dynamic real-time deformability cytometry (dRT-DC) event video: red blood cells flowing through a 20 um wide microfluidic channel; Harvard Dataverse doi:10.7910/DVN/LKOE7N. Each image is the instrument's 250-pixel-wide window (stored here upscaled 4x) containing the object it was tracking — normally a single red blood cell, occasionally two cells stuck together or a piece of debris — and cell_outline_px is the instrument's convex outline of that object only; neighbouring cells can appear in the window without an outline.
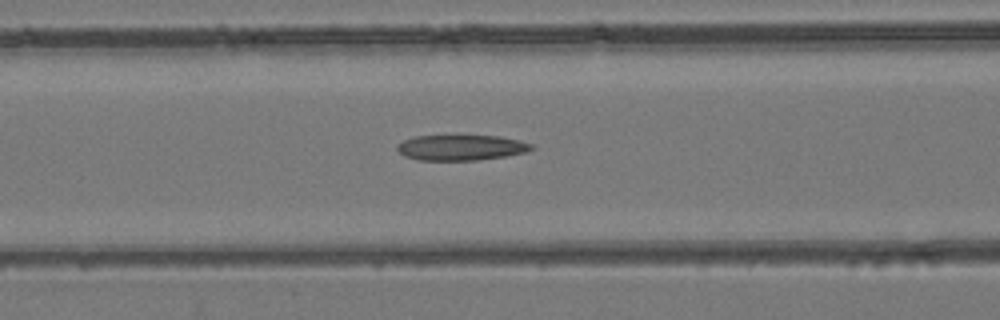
{"species": "common noctule bat (a hibernating species)", "species_latin": "Nyctalus noctula", "temperature_condition": "room temperature", "stored_images_in_passage": 49, "camera_frame_rate_fps": 3000, "um_per_image_px": 0.085, "animal": {"sex": "female", "body_mass_g": 24.6, "forearm_length_mm": 56.2}, "frame": {"image": 1, "passage_image": 20, "time_ms": 6.333, "image_size_px": [1000, 320], "cell_outline_px": [[536, 148], [524, 152], [504, 156], [476, 160], [420, 160], [404, 156], [396, 148], [404, 140], [412, 136], [500, 136], [520, 140], [532, 144]], "centroid_in_image_um": [39.21, 12.54], "position_along_channel_um": 127.4, "area_um2": 19.77}}
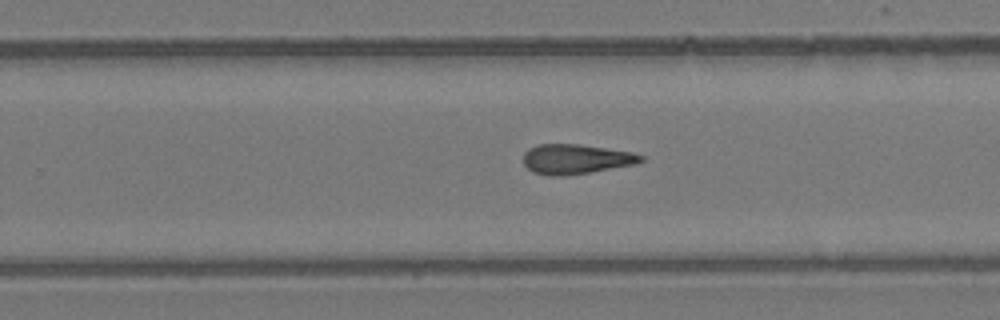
{"frame": {"image": 2, "passage_image": 31, "time_ms": 10.0, "image_size_px": [1000, 320], "cell_outline_px": [[644, 160], [632, 164], [588, 172], [556, 176], [552, 176], [532, 172], [524, 164], [524, 152], [528, 148], [536, 144], [580, 144], [632, 152], [644, 156]], "centroid_in_image_um": [48.9, 13.5], "position_along_channel_um": 280.9, "area_um2": 20.11}}
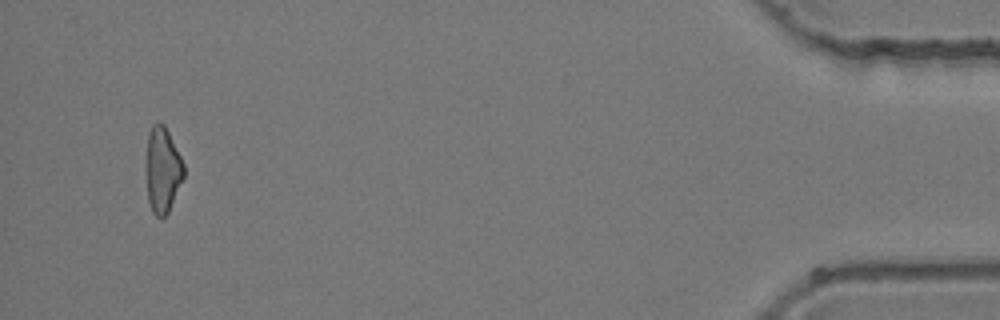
{"frame": {"image": 3, "passage_image": 47, "time_ms": 15.333, "image_size_px": [1000, 320], "cell_outline_px": [[184, 176], [168, 212], [160, 220], [152, 212], [148, 200], [148, 132], [152, 124], [156, 120], [160, 120], [164, 124], [184, 164]], "centroid_in_image_um": [13.84, 14.42], "position_along_channel_um": 421.4, "area_um2": 18.32}}